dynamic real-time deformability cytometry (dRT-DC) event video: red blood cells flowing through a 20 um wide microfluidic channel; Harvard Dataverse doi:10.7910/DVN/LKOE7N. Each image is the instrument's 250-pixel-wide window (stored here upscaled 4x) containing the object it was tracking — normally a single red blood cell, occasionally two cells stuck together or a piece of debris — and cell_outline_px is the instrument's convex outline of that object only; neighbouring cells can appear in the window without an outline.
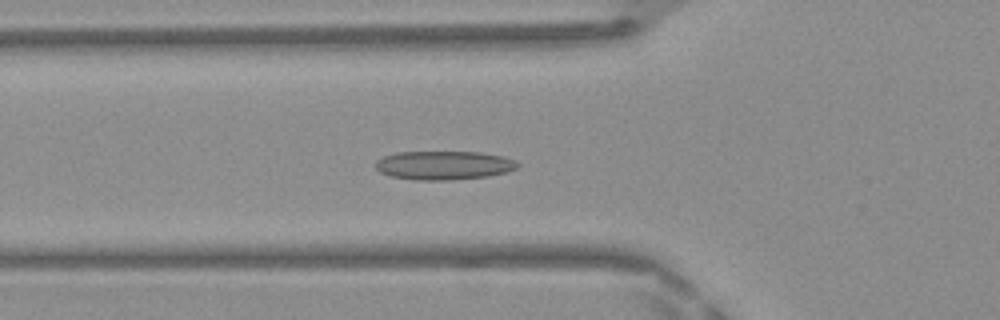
{"species": "Egyptian fruit bat (a non-hibernating species)", "species_latin": "Rousettus aegyptiacus", "temperature_condition": "warm", "stored_images_in_passage": 39, "camera_frame_rate_fps": 3000, "um_per_image_px": 0.085, "frame": {"image": 1, "passage_image": 8, "time_ms": 2.333, "image_size_px": [1000, 320], "cell_outline_px": [[520, 164], [516, 168], [504, 172], [488, 176], [452, 180], [416, 180], [392, 176], [380, 172], [376, 168], [376, 160], [384, 156], [396, 152], [480, 152], [504, 156], [516, 160]], "centroid_in_image_um": [37.73, 14.04], "position_along_channel_um": 88.1, "area_um2": 23.81}}
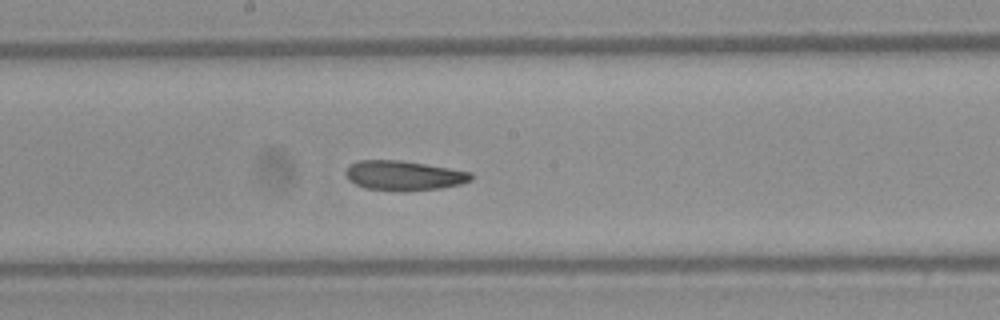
{"frame": {"image": 2, "passage_image": 17, "time_ms": 5.333, "image_size_px": [1000, 320], "cell_outline_px": [[472, 180], [460, 184], [440, 188], [364, 188], [348, 180], [344, 172], [356, 160], [400, 160], [472, 172]], "centroid_in_image_um": [34.31, 14.87], "position_along_channel_um": 213.9, "area_um2": 20.63}}
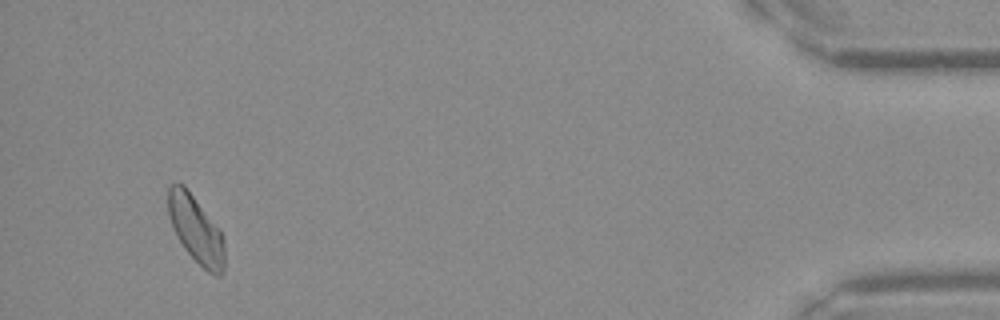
{"frame": {"image": 3, "passage_image": 37, "time_ms": 12.0, "image_size_px": [1000, 320], "cell_outline_px": [[224, 272], [220, 276], [216, 276], [208, 272], [184, 248], [176, 236], [168, 212], [168, 184], [184, 184], [220, 232], [224, 244]], "centroid_in_image_um": [16.64, 19.52], "position_along_channel_um": 418.6, "area_um2": 21.5}, "authors_computed_cell_mechanics": {"area_um2": 22.0796, "velocity_mm_per_s": 4.166, "shape_relaxation_time_tau1_ms": 8.5826, "shape_relaxation_time_tau2_ms": 4.1529, "deformation_change_tau1": 0.1905, "deformation_change_tau2": 0.1206}}